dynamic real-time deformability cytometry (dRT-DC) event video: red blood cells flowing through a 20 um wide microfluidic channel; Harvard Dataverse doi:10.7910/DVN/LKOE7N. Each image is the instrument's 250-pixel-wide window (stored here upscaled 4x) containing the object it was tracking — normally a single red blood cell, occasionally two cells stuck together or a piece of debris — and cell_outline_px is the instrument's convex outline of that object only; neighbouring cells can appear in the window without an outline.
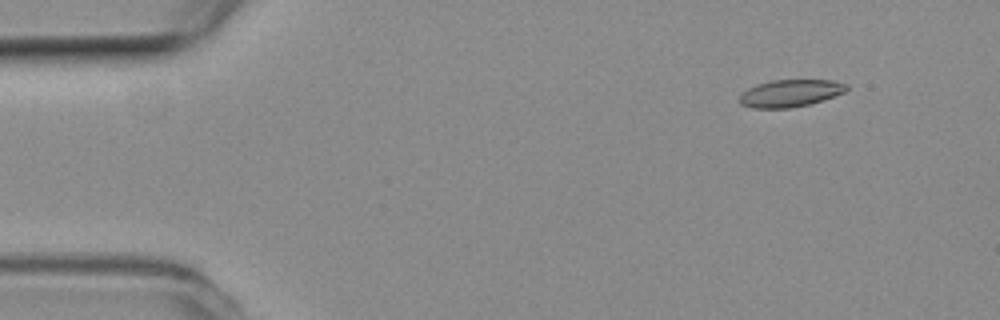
{"species": "common noctule bat (a hibernating species)", "species_latin": "Nyctalus noctula", "temperature_condition": "room temperature", "stored_images_in_passage": 5, "camera_frame_rate_fps": 3000, "um_per_image_px": 0.085, "animal": {"sex": "female", "body_mass_g": 19.3, "forearm_length_mm": 54.1}, "frame": {"image": 1, "passage_image": 2, "time_ms": 0.333, "image_size_px": [1000, 320], "cell_outline_px": [[848, 88], [844, 92], [824, 100], [792, 108], [752, 108], [740, 104], [740, 96], [748, 88], [756, 84], [772, 80], [832, 80], [848, 84]], "centroid_in_image_um": [67.18, 7.92], "position_along_channel_um": 17.8, "area_um2": 16.99}}
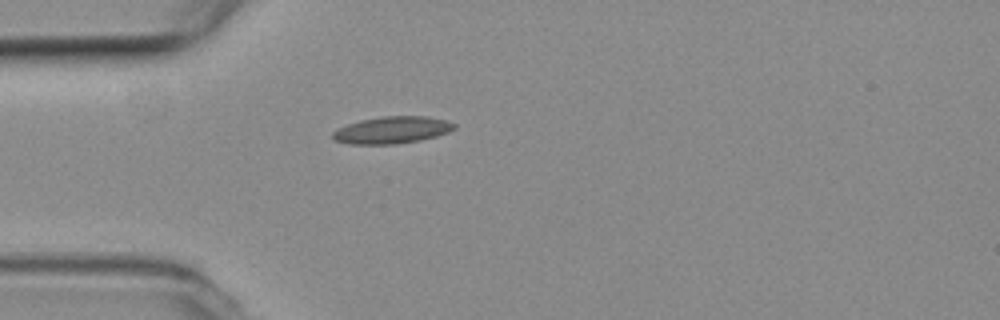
{"frame": {"image": 2, "passage_image": 5, "time_ms": 1.333, "image_size_px": [1000, 320], "cell_outline_px": [[456, 128], [448, 132], [436, 136], [420, 140], [396, 144], [348, 144], [332, 140], [332, 132], [348, 124], [360, 120], [384, 116], [428, 116], [444, 120], [456, 124]], "centroid_in_image_um": [33.31, 11.06], "position_along_channel_um": 51.7, "area_um2": 19.13}}